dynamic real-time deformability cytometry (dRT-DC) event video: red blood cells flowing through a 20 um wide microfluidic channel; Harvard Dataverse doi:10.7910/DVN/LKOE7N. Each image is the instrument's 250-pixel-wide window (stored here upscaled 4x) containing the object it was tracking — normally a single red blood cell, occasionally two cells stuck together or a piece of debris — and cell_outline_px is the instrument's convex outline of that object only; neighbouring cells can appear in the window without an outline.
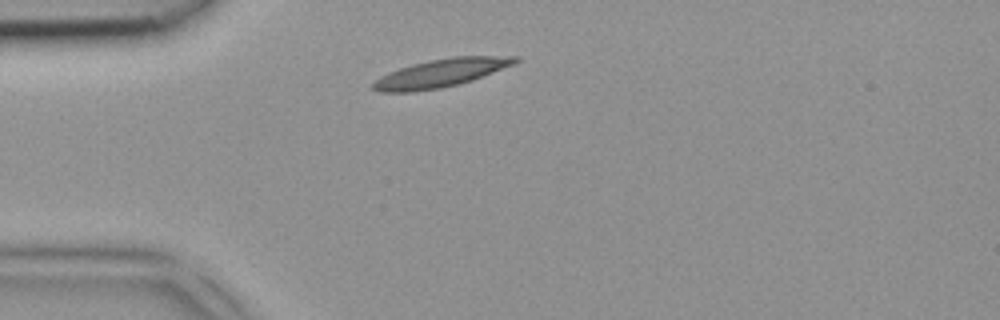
{"species": "common noctule bat (a hibernating species)", "species_latin": "Nyctalus noctula", "temperature_condition": "room temperature", "stored_images_in_passage": 1, "camera_frame_rate_fps": 3000, "um_per_image_px": 0.085, "animal": {"sex": "female", "body_mass_g": 18.4}, "frame": {"image": 1, "passage_image": 1, "time_ms": 0.0, "image_size_px": [1000, 320], "cell_outline_px": [[520, 60], [516, 64], [472, 80], [440, 88], [412, 92], [380, 92], [372, 88], [372, 84], [380, 76], [388, 72], [412, 64], [428, 60], [452, 56], [520, 56]], "centroid_in_image_um": [37.5, 6.2], "position_along_channel_um": 47.5, "area_um2": 23.35}}